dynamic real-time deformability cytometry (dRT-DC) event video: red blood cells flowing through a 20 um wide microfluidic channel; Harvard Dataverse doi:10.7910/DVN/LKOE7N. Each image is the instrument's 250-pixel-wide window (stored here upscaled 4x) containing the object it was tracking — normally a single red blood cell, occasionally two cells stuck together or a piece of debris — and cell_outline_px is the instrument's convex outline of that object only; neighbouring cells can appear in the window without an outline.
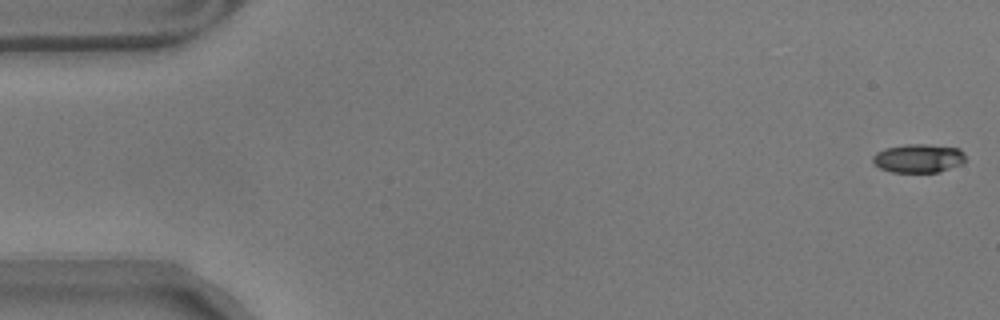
{"species": "common noctule bat (a hibernating species)", "species_latin": "Nyctalus noctula", "temperature_condition": "warm", "stored_images_in_passage": 57, "camera_frame_rate_fps": 3000, "um_per_image_px": 0.085, "animal": {"sex": "male", "body_mass_g": 17.9}, "frame": {"image": 1, "passage_image": 1, "time_ms": 0.0, "image_size_px": [1000, 320], "cell_outline_px": [[964, 160], [960, 164], [940, 172], [892, 172], [880, 168], [872, 160], [872, 156], [876, 152], [884, 148], [908, 144], [924, 144], [960, 148], [964, 152]], "centroid_in_image_um": [78.05, 13.45], "position_along_channel_um": 6.9, "area_um2": 15.43}}
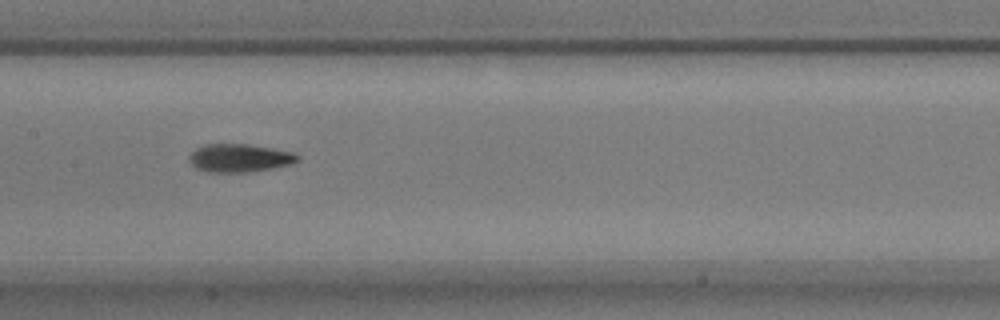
{"frame": {"image": 2, "passage_image": 28, "time_ms": 9.0, "image_size_px": [1000, 320], "cell_outline_px": [[300, 160], [292, 164], [272, 168], [248, 172], [208, 172], [196, 168], [188, 160], [188, 156], [196, 148], [204, 144], [248, 144], [296, 152], [300, 156]], "centroid_in_image_um": [20.39, 13.42], "position_along_channel_um": 187.0, "area_um2": 17.98}}
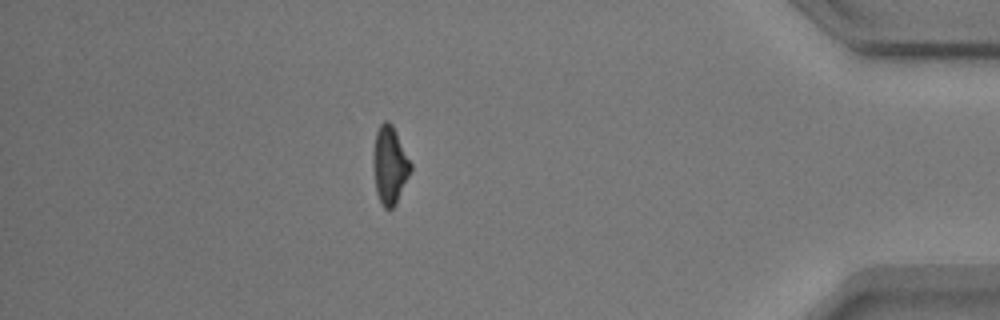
{"frame": {"image": 3, "passage_image": 50, "time_ms": 16.333, "image_size_px": [1000, 320], "cell_outline_px": [[412, 168], [396, 204], [392, 208], [384, 208], [376, 192], [372, 160], [372, 152], [376, 132], [380, 124], [384, 120], [388, 120], [392, 124], [412, 164]], "centroid_in_image_um": [33.11, 14.01], "position_along_channel_um": 402.1, "area_um2": 16.99}, "authors_computed_cell_mechanics": {"area_um2": 17.051, "velocity_mm_per_s": 3.5309, "shape_relaxation_time_tau1_ms": 4.2188, "shape_relaxation_time_tau2_ms": 3.3238, "deformation_change_tau1": 0.1453, "deformation_change_tau2": 0.109}}